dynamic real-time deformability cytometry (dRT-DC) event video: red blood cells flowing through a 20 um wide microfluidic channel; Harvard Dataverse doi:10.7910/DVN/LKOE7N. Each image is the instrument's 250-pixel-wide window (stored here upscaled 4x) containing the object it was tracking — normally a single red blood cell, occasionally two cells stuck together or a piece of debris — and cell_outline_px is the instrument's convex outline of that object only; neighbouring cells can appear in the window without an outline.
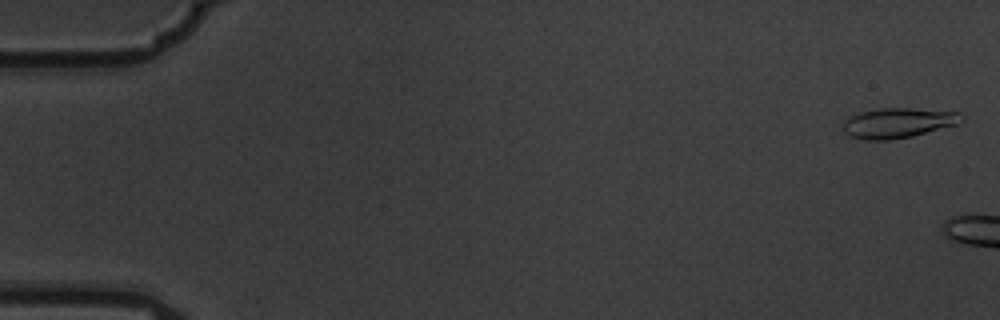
{"species": "common noctule bat (a hibernating species)", "species_latin": "Nyctalus noctula", "temperature_condition": "warm", "stored_images_in_passage": 3, "camera_frame_rate_fps": 3000, "um_per_image_px": 0.085, "animal": {"sex": "male", "body_mass_g": 19.5, "forearm_length_mm": 54.6}, "frame": {"image": 1, "passage_image": 1, "time_ms": 0.0, "image_size_px": [1000, 320], "cell_outline_px": [[964, 120], [960, 124], [912, 136], [888, 140], [868, 140], [848, 136], [844, 132], [844, 120], [848, 116], [860, 112], [880, 108], [912, 108], [960, 112], [964, 116]], "centroid_in_image_um": [76.36, 10.44], "position_along_channel_um": 8.6, "area_um2": 20.98}}